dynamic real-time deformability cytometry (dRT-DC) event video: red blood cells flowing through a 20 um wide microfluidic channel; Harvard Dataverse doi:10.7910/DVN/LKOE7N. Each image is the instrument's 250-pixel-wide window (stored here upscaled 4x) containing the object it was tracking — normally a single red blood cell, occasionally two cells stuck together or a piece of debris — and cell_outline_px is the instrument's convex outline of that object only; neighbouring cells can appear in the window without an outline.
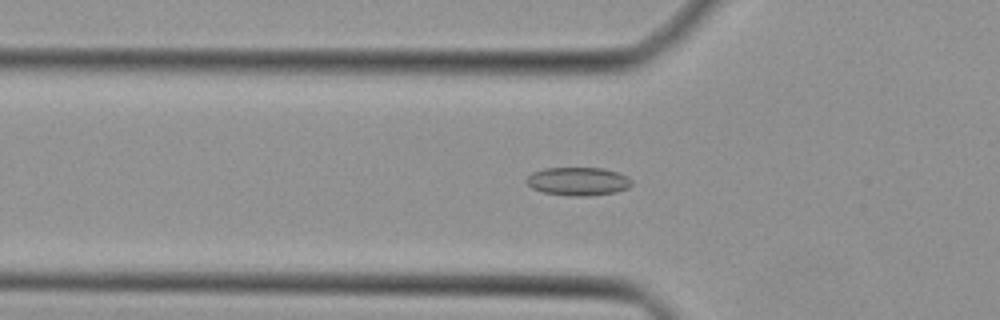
{"species": "Egyptian fruit bat (a non-hibernating species)", "species_latin": "Rousettus aegyptiacus", "temperature_condition": "cold", "stored_images_in_passage": 44, "camera_frame_rate_fps": 3000, "um_per_image_px": 0.085, "animal": {"sex": "female"}, "frame": {"image": 1, "passage_image": 14, "time_ms": 4.333, "image_size_px": [1000, 320], "cell_outline_px": [[632, 184], [628, 188], [616, 192], [588, 196], [576, 196], [544, 192], [532, 188], [524, 180], [532, 172], [544, 168], [604, 168], [628, 176], [632, 180]], "centroid_in_image_um": [49.15, 15.41], "position_along_channel_um": 76.7, "area_um2": 17.34}}
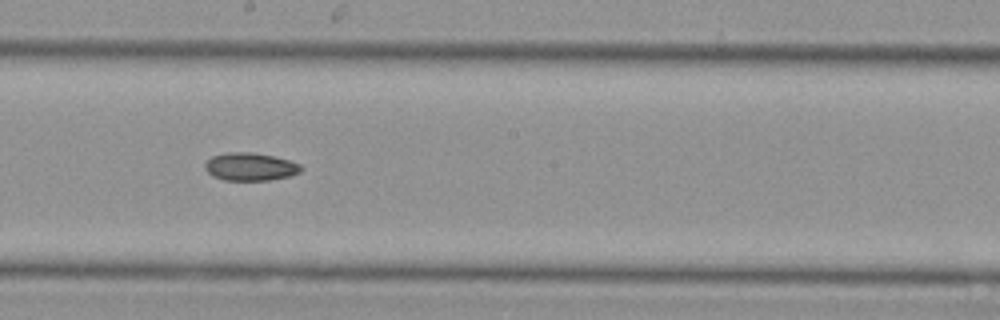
{"frame": {"image": 2, "passage_image": 24, "time_ms": 7.667, "image_size_px": [1000, 320], "cell_outline_px": [[304, 168], [300, 172], [288, 176], [268, 180], [224, 180], [212, 176], [204, 168], [204, 164], [212, 156], [228, 152], [252, 152], [272, 156], [288, 160], [300, 164]], "centroid_in_image_um": [21.26, 14.17], "position_along_channel_um": 226.9, "area_um2": 15.55}}
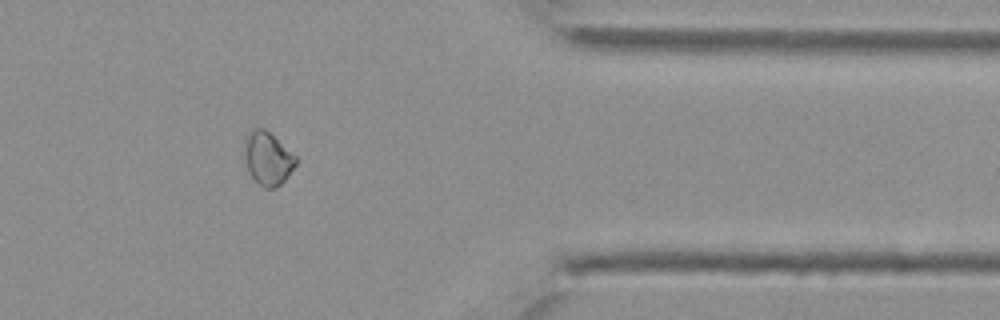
{"frame": {"image": 3, "passage_image": 36, "time_ms": 11.667, "image_size_px": [1000, 320], "cell_outline_px": [[296, 164], [284, 180], [276, 188], [264, 188], [248, 172], [244, 160], [244, 148], [248, 136], [256, 128], [264, 128], [296, 156]], "centroid_in_image_um": [22.75, 13.49], "position_along_channel_um": 388.6, "area_um2": 15.49}}